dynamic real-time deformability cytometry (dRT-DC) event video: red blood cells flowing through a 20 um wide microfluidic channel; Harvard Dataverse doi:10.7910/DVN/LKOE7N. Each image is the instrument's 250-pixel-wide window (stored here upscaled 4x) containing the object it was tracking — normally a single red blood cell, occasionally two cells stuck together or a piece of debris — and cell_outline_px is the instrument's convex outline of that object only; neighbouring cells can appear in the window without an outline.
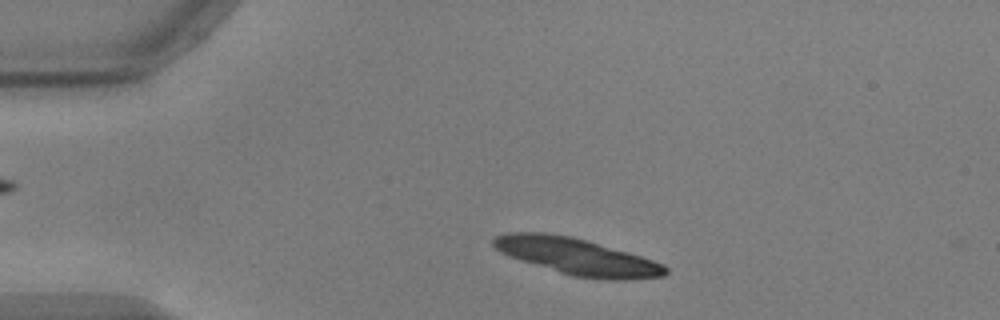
{"species": "common noctule bat (a hibernating species)", "species_latin": "Nyctalus noctula", "temperature_condition": "warm", "stored_images_in_passage": 6, "camera_frame_rate_fps": 3000, "um_per_image_px": 0.085, "animal": {"sex": "male", "body_mass_g": 17.9, "forearm_length_mm": 54.2}, "frame": {"image": 1, "passage_image": 5, "time_ms": 1.333, "image_size_px": [1000, 320], "cell_outline_px": [[668, 272], [664, 276], [632, 280], [604, 280], [572, 276], [520, 260], [508, 256], [500, 252], [492, 244], [492, 240], [496, 236], [508, 232], [544, 232], [572, 236], [628, 252], [664, 264], [668, 268]], "centroid_in_image_um": [49.05, 21.81], "position_along_channel_um": 35.9, "area_um2": 36.82}}